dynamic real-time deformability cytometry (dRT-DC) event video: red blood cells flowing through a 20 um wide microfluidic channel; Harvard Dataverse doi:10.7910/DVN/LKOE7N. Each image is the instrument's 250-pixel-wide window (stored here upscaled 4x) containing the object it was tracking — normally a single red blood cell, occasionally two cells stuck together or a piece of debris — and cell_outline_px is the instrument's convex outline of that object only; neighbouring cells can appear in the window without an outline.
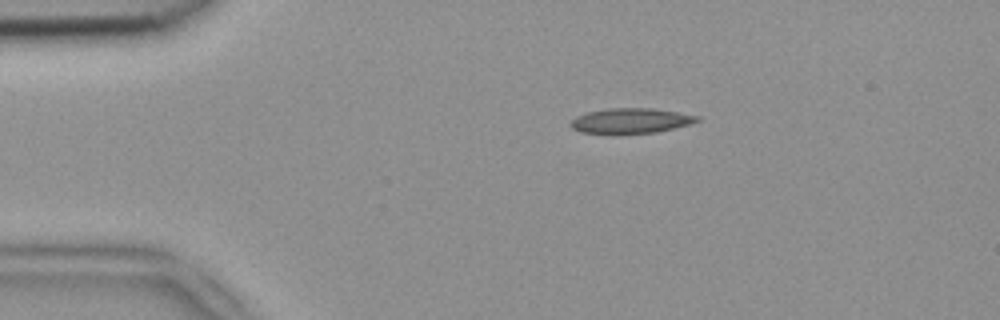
{"species": "common noctule bat (a hibernating species)", "species_latin": "Nyctalus noctula", "temperature_condition": "room temperature", "stored_images_in_passage": 4, "camera_frame_rate_fps": 3000, "um_per_image_px": 0.085, "animal": {"sex": "female", "body_mass_g": 18.4}, "frame": {"image": 1, "passage_image": 2, "time_ms": 0.333, "image_size_px": [1000, 320], "cell_outline_px": [[700, 120], [692, 124], [656, 132], [580, 132], [572, 128], [572, 120], [576, 116], [588, 112], [608, 108], [652, 108], [700, 116]], "centroid_in_image_um": [53.67, 10.24], "position_along_channel_um": 31.3, "area_um2": 17.98}}
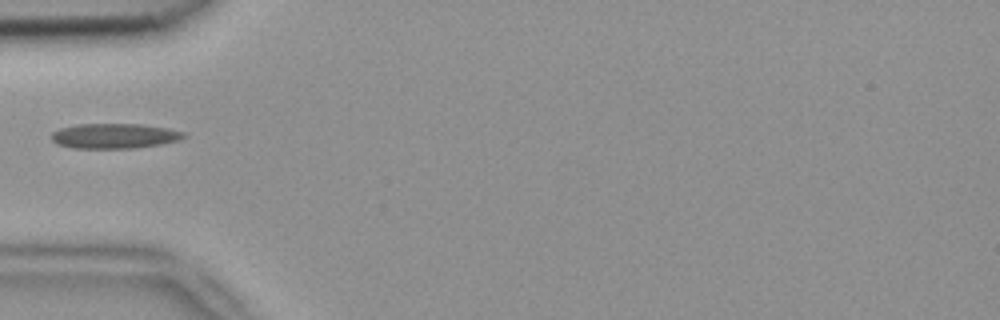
{"frame": {"image": 2, "passage_image": 4, "time_ms": 1.0, "image_size_px": [1000, 320], "cell_outline_px": [[188, 136], [180, 140], [160, 144], [136, 148], [72, 148], [56, 144], [52, 140], [52, 132], [60, 128], [76, 124], [140, 124], [168, 128], [184, 132]], "centroid_in_image_um": [9.73, 11.55], "position_along_channel_um": 75.3, "area_um2": 19.42}}